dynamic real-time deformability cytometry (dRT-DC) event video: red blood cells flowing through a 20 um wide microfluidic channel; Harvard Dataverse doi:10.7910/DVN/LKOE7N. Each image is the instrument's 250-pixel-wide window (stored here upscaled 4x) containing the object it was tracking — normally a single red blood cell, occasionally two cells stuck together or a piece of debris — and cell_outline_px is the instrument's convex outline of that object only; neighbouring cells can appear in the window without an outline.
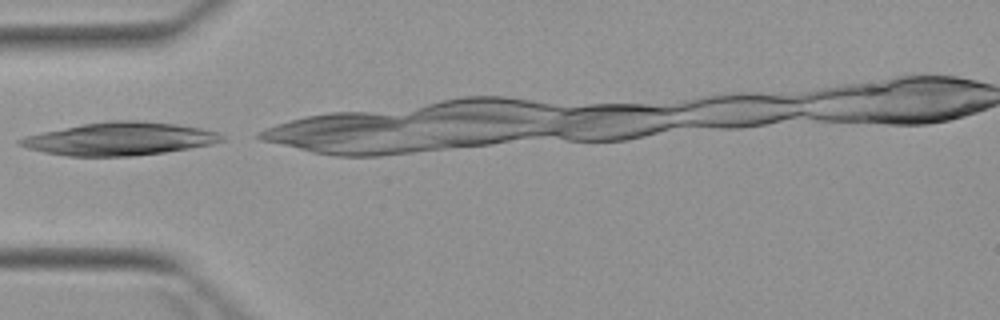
{"species": "Egyptian fruit bat (a non-hibernating species)", "species_latin": "Rousettus aegyptiacus", "temperature_condition": "warm", "stored_images_in_passage": 2, "camera_frame_rate_fps": 3000, "um_per_image_px": 0.085, "animal": {"sex": "female"}, "frame": {"image": 1, "passage_image": 1, "time_ms": 0.0, "image_size_px": [1000, 320], "cell_outline_px": [[224, 140], [212, 144], [164, 152], [136, 156], [68, 156], [44, 152], [28, 148], [16, 144], [16, 140], [24, 136], [84, 124], [108, 120], [136, 120], [176, 124], [200, 128], [220, 132], [224, 136]], "centroid_in_image_um": [10.18, 11.8], "position_along_channel_um": 74.8, "area_um2": 38.61}}